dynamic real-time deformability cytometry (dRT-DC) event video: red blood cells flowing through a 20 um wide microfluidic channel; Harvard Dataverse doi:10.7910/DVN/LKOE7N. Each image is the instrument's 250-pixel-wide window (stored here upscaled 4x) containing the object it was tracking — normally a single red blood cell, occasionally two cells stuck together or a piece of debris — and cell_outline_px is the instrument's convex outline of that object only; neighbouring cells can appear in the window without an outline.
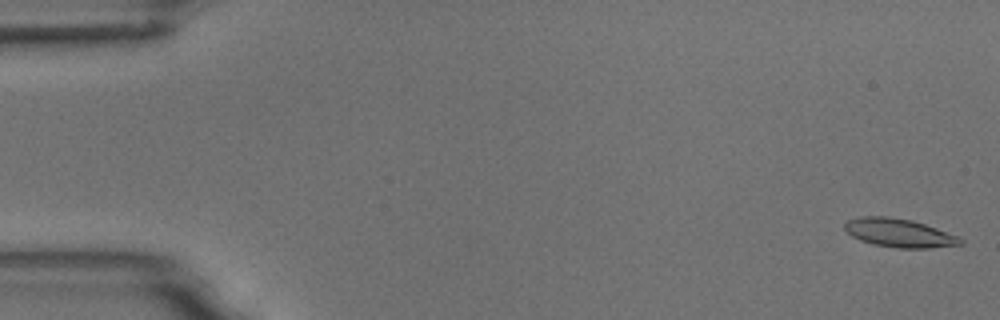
{"species": "common noctule bat (a hibernating species)", "species_latin": "Nyctalus noctula", "temperature_condition": "room temperature", "stored_images_in_passage": 6, "camera_frame_rate_fps": 3000, "um_per_image_px": 0.085, "animal": {"sex": "male", "body_mass_g": 18.8}, "frame": {"image": 1, "passage_image": 1, "time_ms": 0.0, "image_size_px": [1000, 320], "cell_outline_px": [[964, 244], [928, 248], [896, 248], [872, 244], [860, 240], [852, 236], [844, 228], [844, 224], [848, 220], [860, 216], [888, 216], [912, 220], [960, 236], [964, 240]], "centroid_in_image_um": [76.45, 19.8], "position_along_channel_um": 8.6, "area_um2": 19.36}}
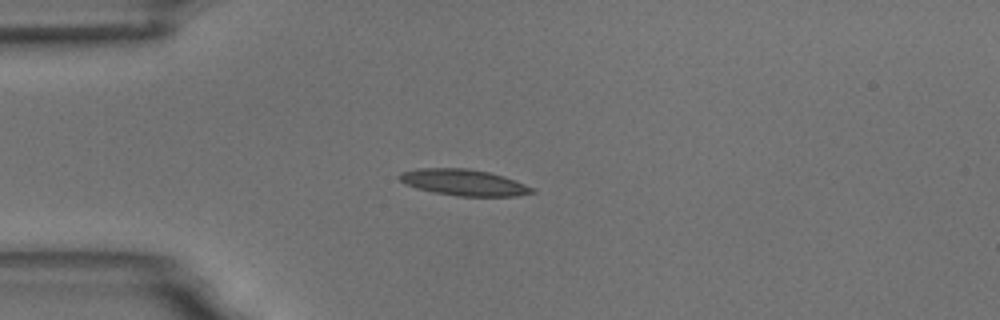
{"frame": {"image": 2, "passage_image": 4, "time_ms": 4.333, "image_size_px": [1000, 320], "cell_outline_px": [[536, 192], [516, 196], [456, 196], [416, 188], [404, 184], [396, 176], [400, 172], [416, 168], [468, 168], [488, 172], [504, 176], [536, 188]], "centroid_in_image_um": [39.41, 15.5], "position_along_channel_um": 45.6, "area_um2": 20.46}}
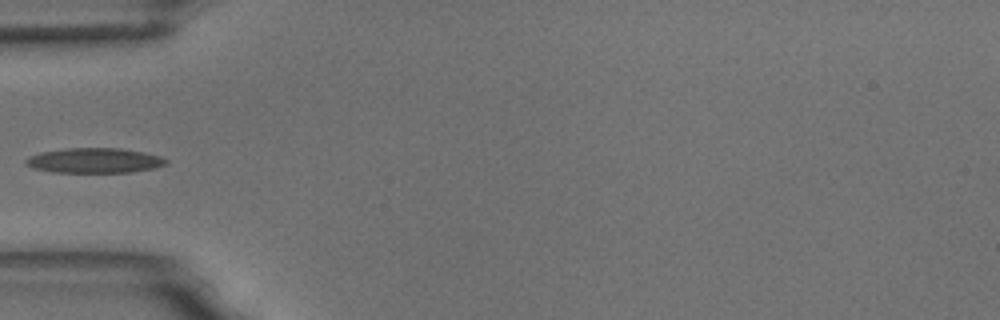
{"frame": {"image": 3, "passage_image": 5, "time_ms": 5.667, "image_size_px": [1000, 320], "cell_outline_px": [[168, 164], [156, 168], [132, 172], [52, 172], [32, 168], [24, 164], [24, 160], [28, 156], [40, 152], [68, 148], [120, 148], [144, 152], [160, 156], [168, 160]], "centroid_in_image_um": [8.02, 13.64], "position_along_channel_um": 77.0, "area_um2": 20.63}}